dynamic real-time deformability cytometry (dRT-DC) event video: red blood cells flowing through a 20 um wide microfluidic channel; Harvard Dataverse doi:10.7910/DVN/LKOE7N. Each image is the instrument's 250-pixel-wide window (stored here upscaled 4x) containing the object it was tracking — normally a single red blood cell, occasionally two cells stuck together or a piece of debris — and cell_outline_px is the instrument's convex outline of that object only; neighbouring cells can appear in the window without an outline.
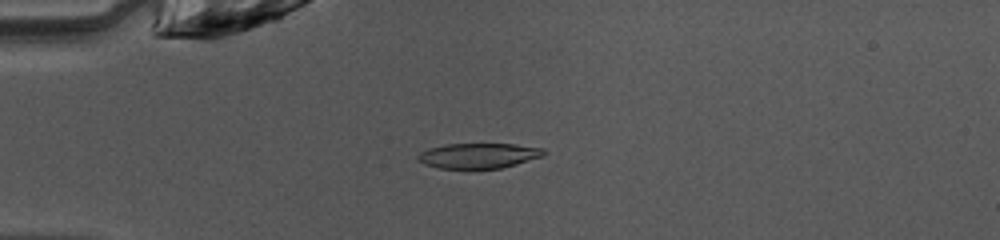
{"species": "common noctule bat (a hibernating species)", "species_latin": "Nyctalus noctula", "temperature_condition": "warm", "stored_images_in_passage": 44, "camera_frame_rate_fps": 3000, "um_per_image_px": 0.085, "animal": {"sex": "female", "body_mass_g": 10.0, "forearm_length_mm": 53.1}, "frame": {"image": 1, "passage_image": 8, "time_ms": 2.333, "image_size_px": [1000, 240], "cell_outline_px": [[548, 152], [544, 156], [516, 164], [500, 168], [440, 168], [424, 164], [416, 156], [420, 152], [428, 148], [444, 144], [516, 144], [544, 148]], "centroid_in_image_um": [40.72, 13.22], "position_along_channel_um": 44.3, "area_um2": 18.5}}
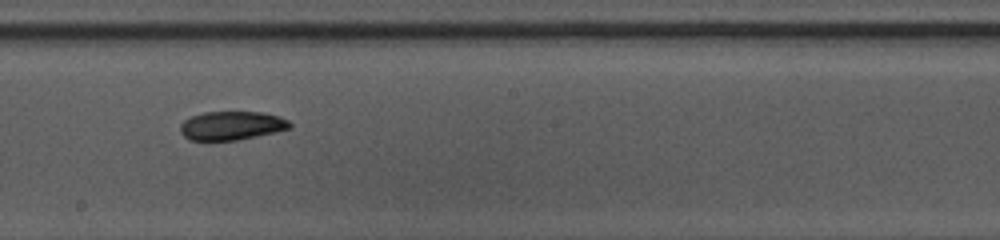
{"frame": {"image": 2, "passage_image": 23, "time_ms": 7.333, "image_size_px": [1000, 240], "cell_outline_px": [[292, 128], [276, 132], [236, 140], [188, 140], [180, 132], [180, 124], [188, 116], [204, 112], [264, 112], [288, 120], [292, 124]], "centroid_in_image_um": [19.66, 10.67], "position_along_channel_um": 228.5, "area_um2": 18.44}}
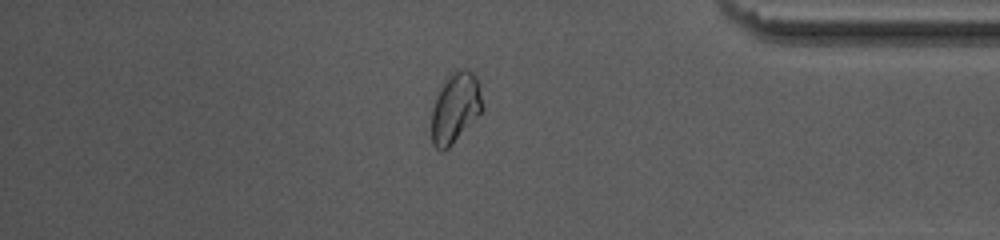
{"frame": {"image": 3, "passage_image": 37, "time_ms": 12.0, "image_size_px": [1000, 240], "cell_outline_px": [[484, 108], [452, 144], [448, 148], [440, 152], [432, 144], [432, 108], [440, 84], [444, 76], [448, 72], [460, 68], [464, 68], [472, 72], [480, 80]], "centroid_in_image_um": [38.7, 9.07], "position_along_channel_um": 396.5, "area_um2": 21.39}, "authors_computed_cell_mechanics": {"area_um2": 18.9584, "velocity_mm_per_s": 4.0678, "shape_relaxation_time_tau1_ms": 8.4066, "shape_relaxation_time_tau2_ms": 1.7151, "deformation_change_tau1": 0.2031, "deformation_change_tau2": 0.0659}}